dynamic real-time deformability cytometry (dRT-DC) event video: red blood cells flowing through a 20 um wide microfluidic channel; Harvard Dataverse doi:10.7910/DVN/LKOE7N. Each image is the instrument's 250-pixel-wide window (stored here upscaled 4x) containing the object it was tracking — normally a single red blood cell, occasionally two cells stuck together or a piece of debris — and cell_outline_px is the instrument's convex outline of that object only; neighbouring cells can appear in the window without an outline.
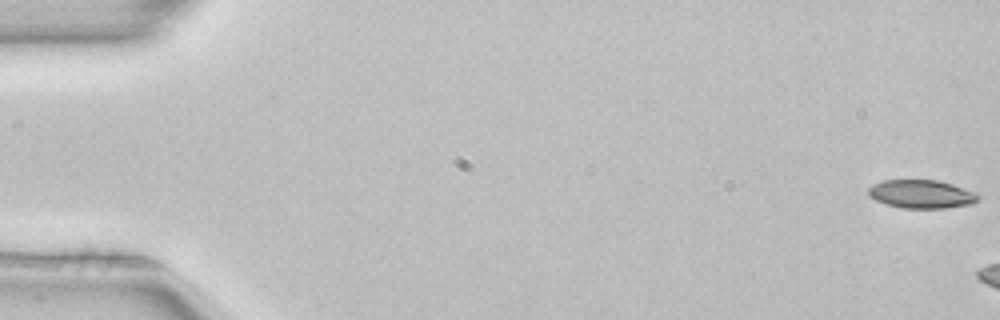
{"species": "common noctule bat (a hibernating species)", "species_latin": "Nyctalus noctula", "temperature_condition": "room temperature", "stored_images_in_passage": 7, "camera_frame_rate_fps": 3000, "um_per_image_px": 0.085, "animal": {"sex": "female", "body_mass_g": 22.7, "forearm_length_mm": 54.2}, "frame": {"image": 1, "passage_image": 1, "time_ms": 0.0, "image_size_px": [1000, 320], "cell_outline_px": [[980, 200], [972, 204], [944, 208], [900, 208], [876, 200], [868, 196], [868, 188], [884, 180], [936, 180], [952, 184], [976, 192], [980, 196]], "centroid_in_image_um": [78.36, 16.5], "position_along_channel_um": 6.6, "area_um2": 18.15}}